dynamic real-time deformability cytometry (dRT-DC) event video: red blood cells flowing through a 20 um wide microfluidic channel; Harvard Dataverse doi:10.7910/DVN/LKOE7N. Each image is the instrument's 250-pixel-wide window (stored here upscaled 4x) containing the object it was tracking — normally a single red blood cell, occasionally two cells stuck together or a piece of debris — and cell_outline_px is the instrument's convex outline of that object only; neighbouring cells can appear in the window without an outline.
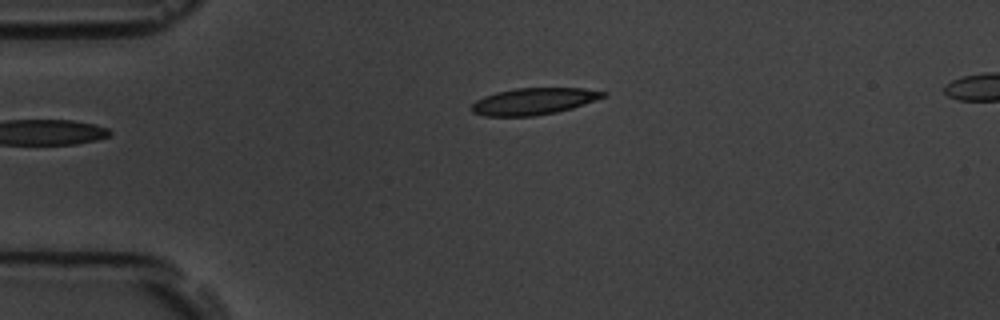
{"species": "common noctule bat (a hibernating species)", "species_latin": "Nyctalus noctula", "temperature_condition": "room temperature", "stored_images_in_passage": 6, "camera_frame_rate_fps": 3000, "um_per_image_px": 0.085, "animal": {"sex": "male", "body_mass_g": 19.5, "forearm_length_mm": 54.6}, "frame": {"image": 1, "passage_image": 6, "time_ms": 5.667, "image_size_px": [1000, 320], "cell_outline_px": [[608, 96], [572, 108], [556, 112], [532, 116], [484, 116], [472, 112], [468, 108], [476, 100], [484, 96], [496, 92], [516, 88], [584, 88], [608, 92]], "centroid_in_image_um": [45.36, 8.61], "position_along_channel_um": 39.6, "area_um2": 20.63}}